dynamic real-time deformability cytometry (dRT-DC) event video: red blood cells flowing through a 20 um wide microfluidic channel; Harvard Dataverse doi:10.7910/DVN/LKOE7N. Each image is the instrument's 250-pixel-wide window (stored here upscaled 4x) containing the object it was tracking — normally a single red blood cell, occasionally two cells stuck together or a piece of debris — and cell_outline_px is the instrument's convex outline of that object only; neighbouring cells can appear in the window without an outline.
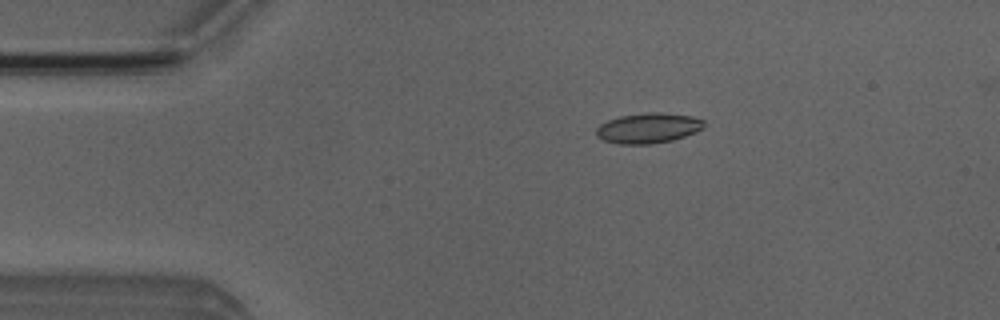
{"species": "Egyptian fruit bat (a non-hibernating species)", "species_latin": "Rousettus aegyptiacus", "temperature_condition": "room temperature", "stored_images_in_passage": 52, "camera_frame_rate_fps": 3000, "um_per_image_px": 0.085, "animal": {"sex": "male"}, "frame": {"image": 1, "passage_image": 10, "time_ms": 3.0, "image_size_px": [1000, 320], "cell_outline_px": [[704, 128], [696, 132], [672, 140], [652, 144], [620, 144], [604, 140], [596, 136], [596, 128], [600, 124], [608, 120], [620, 116], [648, 112], [660, 112], [692, 116], [704, 120]], "centroid_in_image_um": [55.1, 10.88], "position_along_channel_um": 29.9, "area_um2": 19.02}}
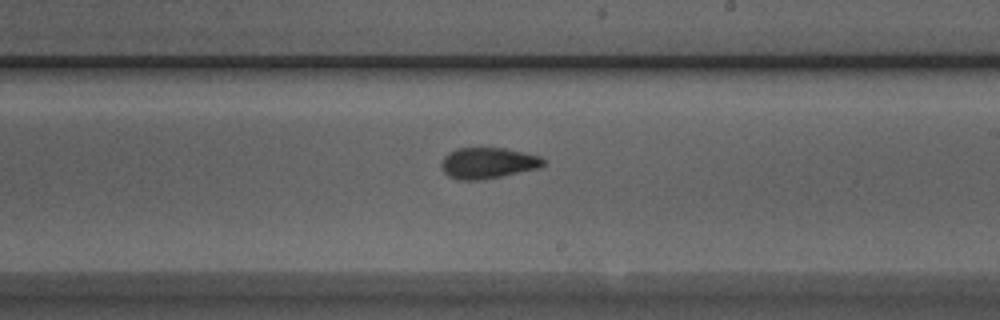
{"frame": {"image": 2, "passage_image": 30, "time_ms": 9.667, "image_size_px": [1000, 320], "cell_outline_px": [[544, 164], [540, 168], [480, 180], [460, 180], [448, 176], [440, 168], [440, 164], [444, 156], [448, 152], [456, 148], [504, 148], [540, 156], [544, 160]], "centroid_in_image_um": [41.43, 13.86], "position_along_channel_um": 247.6, "area_um2": 18.44}}
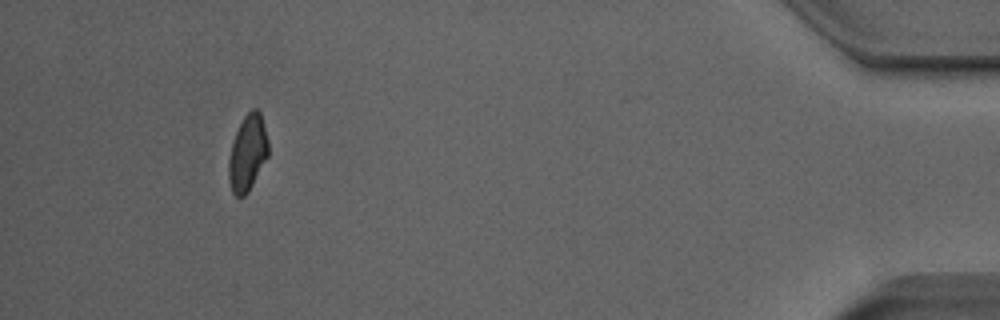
{"frame": {"image": 3, "passage_image": 48, "time_ms": 15.667, "image_size_px": [1000, 320], "cell_outline_px": [[268, 156], [248, 192], [244, 196], [236, 196], [232, 192], [228, 180], [228, 160], [232, 144], [236, 132], [244, 116], [252, 108], [256, 108], [260, 112], [268, 140]], "centroid_in_image_um": [21.04, 13.01], "position_along_channel_um": 414.2, "area_um2": 17.46}, "authors_computed_cell_mechanics": {"area_um2": 18.2648, "velocity_mm_per_s": 3.9896, "shape_relaxation_time_tau1_ms": 4.6251, "shape_relaxation_time_tau2_ms": 1.572, "deformation_change_tau1": 0.1495, "deformation_change_tau2": 0.0837}}